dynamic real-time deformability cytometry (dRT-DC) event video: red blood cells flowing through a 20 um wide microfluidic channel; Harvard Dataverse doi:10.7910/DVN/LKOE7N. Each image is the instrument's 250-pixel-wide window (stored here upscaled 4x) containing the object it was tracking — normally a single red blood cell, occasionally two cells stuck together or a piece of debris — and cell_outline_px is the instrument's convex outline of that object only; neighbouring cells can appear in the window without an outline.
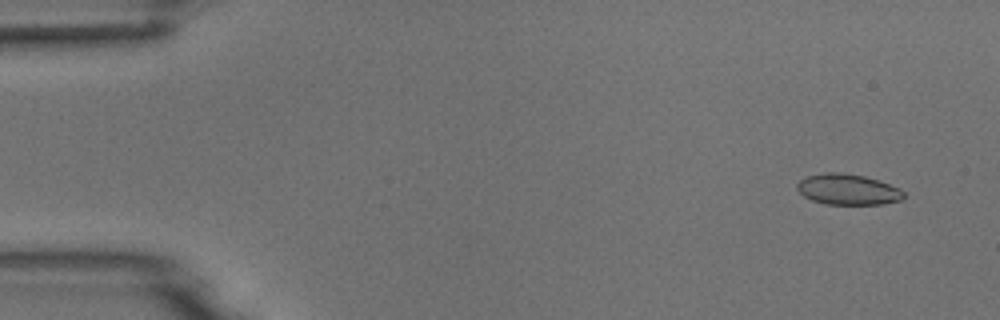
{"species": "common noctule bat (a hibernating species)", "species_latin": "Nyctalus noctula", "temperature_condition": "room temperature", "stored_images_in_passage": 9, "camera_frame_rate_fps": 3000, "um_per_image_px": 0.085, "animal": {"sex": "male", "body_mass_g": 18.8}, "frame": {"image": 1, "passage_image": 2, "time_ms": 1.0, "image_size_px": [1000, 320], "cell_outline_px": [[904, 200], [884, 204], [828, 204], [812, 200], [804, 196], [796, 188], [796, 184], [800, 180], [808, 176], [824, 172], [840, 172], [864, 176], [900, 188], [904, 192]], "centroid_in_image_um": [72.08, 16.1], "position_along_channel_um": 12.9, "area_um2": 19.07}}
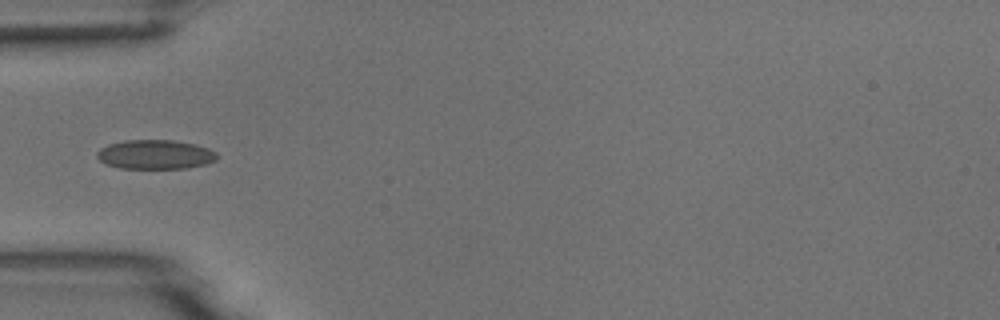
{"frame": {"image": 2, "passage_image": 6, "time_ms": 5.667, "image_size_px": [1000, 320], "cell_outline_px": [[216, 160], [204, 164], [188, 168], [120, 168], [108, 164], [100, 160], [96, 156], [96, 152], [100, 148], [108, 144], [124, 140], [172, 140], [196, 144], [208, 148], [216, 152]], "centroid_in_image_um": [13.18, 13.12], "position_along_channel_um": 71.8, "area_um2": 20.4}}